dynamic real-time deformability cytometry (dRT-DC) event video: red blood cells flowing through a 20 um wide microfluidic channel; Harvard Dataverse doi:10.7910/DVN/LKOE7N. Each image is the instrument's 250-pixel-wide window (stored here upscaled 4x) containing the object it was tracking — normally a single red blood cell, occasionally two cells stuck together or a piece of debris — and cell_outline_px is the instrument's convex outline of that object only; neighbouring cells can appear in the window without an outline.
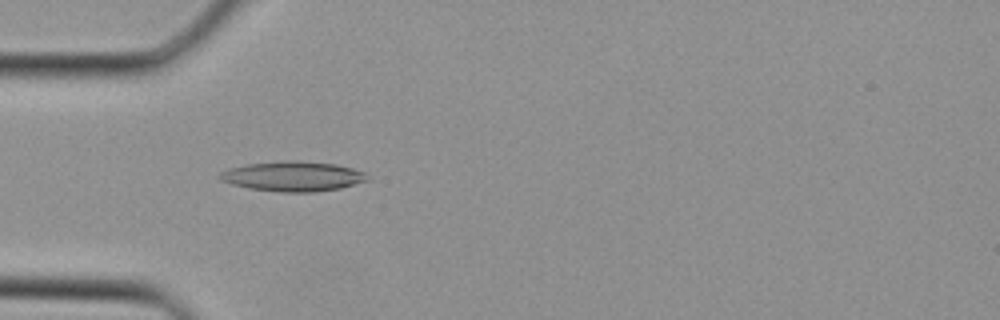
{"species": "Egyptian fruit bat (a non-hibernating species)", "species_latin": "Rousettus aegyptiacus", "temperature_condition": "cold", "stored_images_in_passage": 28, "camera_frame_rate_fps": 3000, "um_per_image_px": 0.085, "animal": {"sex": "female"}, "frame": {"image": 1, "passage_image": 3, "time_ms": 0.667, "image_size_px": [1000, 320], "cell_outline_px": [[368, 180], [340, 188], [312, 192], [280, 192], [248, 188], [232, 184], [220, 180], [216, 176], [220, 172], [228, 168], [248, 164], [284, 160], [296, 160], [336, 164], [352, 168], [364, 172], [368, 176]], "centroid_in_image_um": [24.86, 14.98], "position_along_channel_um": 60.1, "area_um2": 25.78}}
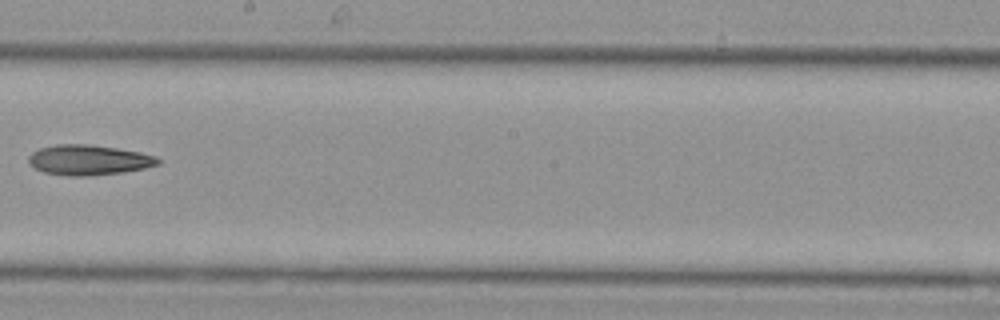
{"frame": {"image": 2, "passage_image": 13, "time_ms": 4.0, "image_size_px": [1000, 320], "cell_outline_px": [[160, 164], [144, 168], [124, 172], [88, 176], [68, 176], [44, 172], [36, 168], [28, 160], [28, 156], [32, 152], [40, 148], [56, 144], [88, 144], [116, 148], [140, 152], [156, 156], [160, 160]], "centroid_in_image_um": [7.55, 13.6], "position_along_channel_um": 240.6, "area_um2": 22.72}}
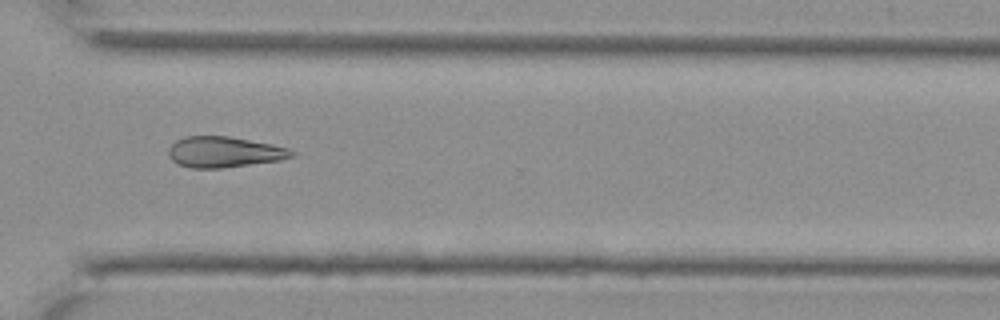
{"frame": {"image": 3, "passage_image": 19, "time_ms": 6.0, "image_size_px": [1000, 320], "cell_outline_px": [[296, 156], [280, 160], [220, 168], [192, 168], [176, 164], [168, 156], [168, 148], [176, 140], [184, 136], [228, 136], [272, 144], [288, 148], [296, 152]], "centroid_in_image_um": [19.04, 12.92], "position_along_channel_um": 351.6, "area_um2": 22.2}}